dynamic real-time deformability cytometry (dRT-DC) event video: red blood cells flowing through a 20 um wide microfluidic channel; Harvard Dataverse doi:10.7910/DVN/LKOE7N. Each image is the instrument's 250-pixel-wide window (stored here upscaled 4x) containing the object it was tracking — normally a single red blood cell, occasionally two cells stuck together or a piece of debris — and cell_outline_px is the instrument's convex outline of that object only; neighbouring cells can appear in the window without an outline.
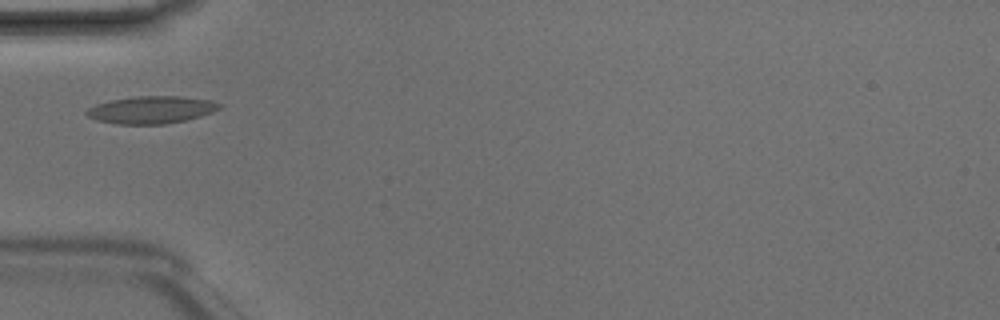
{"species": "Egyptian fruit bat (a non-hibernating species)", "species_latin": "Rousettus aegyptiacus", "temperature_condition": "room temperature", "stored_images_in_passage": 2, "camera_frame_rate_fps": 3000, "um_per_image_px": 0.085, "animal": {"sex": "male"}, "frame": {"image": 1, "passage_image": 2, "time_ms": 0.333, "image_size_px": [1000, 320], "cell_outline_px": [[224, 104], [220, 108], [212, 112], [200, 116], [184, 120], [164, 124], [116, 124], [96, 120], [88, 116], [84, 112], [88, 108], [96, 104], [108, 100], [136, 96], [184, 96], [212, 100]], "centroid_in_image_um": [12.87, 9.32], "position_along_channel_um": 72.1, "area_um2": 21.39}}